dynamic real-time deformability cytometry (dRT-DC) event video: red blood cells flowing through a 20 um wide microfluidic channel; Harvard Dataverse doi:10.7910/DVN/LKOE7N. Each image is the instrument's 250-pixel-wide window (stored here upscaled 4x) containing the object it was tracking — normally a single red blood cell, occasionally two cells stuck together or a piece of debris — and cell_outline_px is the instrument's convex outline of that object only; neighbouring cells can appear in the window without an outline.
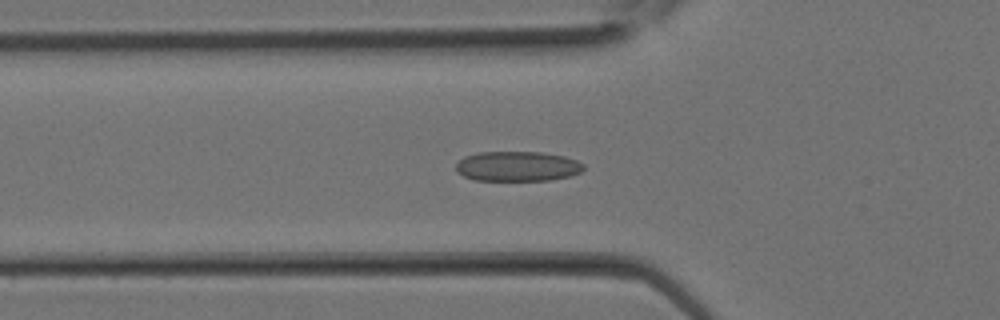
{"species": "Egyptian fruit bat (a non-hibernating species)", "species_latin": "Rousettus aegyptiacus", "temperature_condition": "room temperature", "stored_images_in_passage": 29, "camera_frame_rate_fps": 3000, "um_per_image_px": 0.085, "animal": {"sex": "female"}, "frame": {"image": 1, "passage_image": 9, "time_ms": 2.667, "image_size_px": [1000, 320], "cell_outline_px": [[584, 168], [580, 172], [568, 176], [548, 180], [476, 180], [464, 176], [456, 172], [456, 164], [464, 156], [480, 152], [540, 152], [564, 156], [576, 160], [584, 164]], "centroid_in_image_um": [43.96, 14.13], "position_along_channel_um": 81.8, "area_um2": 22.14}}
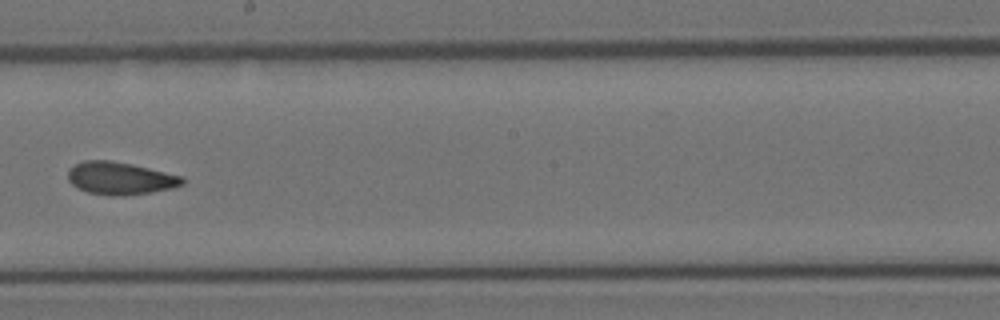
{"frame": {"image": 2, "passage_image": 16, "time_ms": 5.0, "image_size_px": [1000, 320], "cell_outline_px": [[184, 184], [172, 188], [152, 192], [124, 196], [112, 196], [88, 192], [76, 188], [68, 180], [68, 172], [76, 164], [84, 160], [112, 160], [132, 164], [184, 176]], "centroid_in_image_um": [10.24, 15.16], "position_along_channel_um": 238.0, "area_um2": 21.85}}
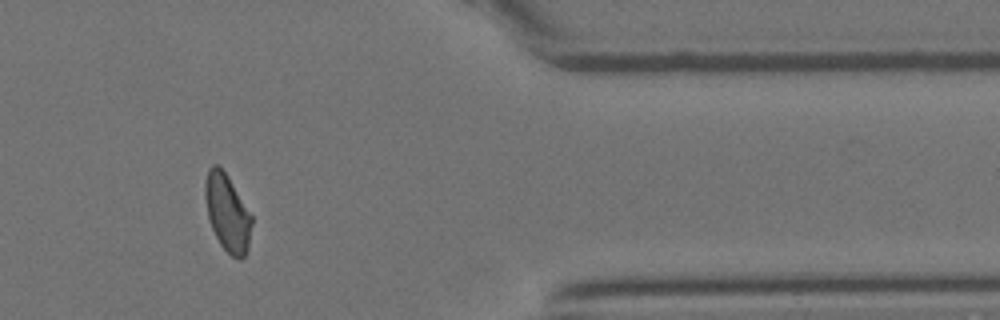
{"frame": {"image": 3, "passage_image": 24, "time_ms": 7.667, "image_size_px": [1000, 320], "cell_outline_px": [[252, 224], [248, 248], [244, 256], [240, 260], [232, 256], [220, 244], [212, 228], [208, 216], [204, 196], [204, 184], [208, 168], [212, 164], [216, 164], [228, 176], [252, 216]], "centroid_in_image_um": [19.31, 18.07], "position_along_channel_um": 392.1, "area_um2": 20.81}}